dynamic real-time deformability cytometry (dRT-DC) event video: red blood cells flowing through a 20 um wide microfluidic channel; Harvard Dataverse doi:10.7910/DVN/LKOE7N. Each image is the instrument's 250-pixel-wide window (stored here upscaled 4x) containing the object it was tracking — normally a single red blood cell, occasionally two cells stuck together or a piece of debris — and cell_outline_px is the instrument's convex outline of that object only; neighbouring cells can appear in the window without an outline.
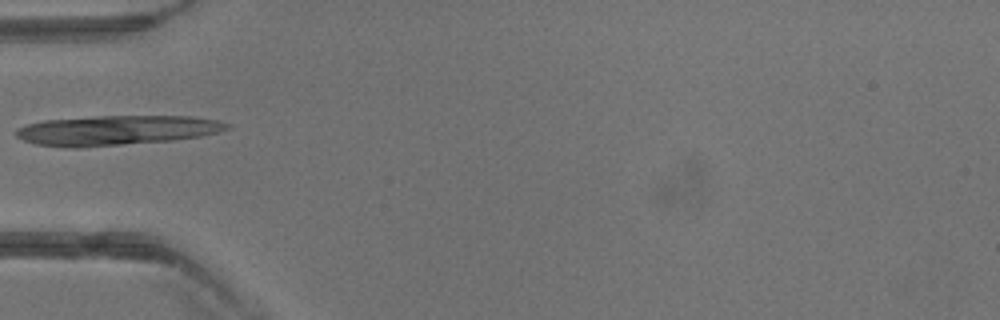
{"species": "common noctule bat (a hibernating species)", "species_latin": "Nyctalus noctula", "temperature_condition": "warm", "stored_images_in_passage": 15, "camera_frame_rate_fps": 3000, "um_per_image_px": 0.085, "animal": {"sex": "male", "body_mass_g": 13.3}, "frame": {"image": 1, "passage_image": 1, "time_ms": 0.0, "image_size_px": [1000, 320], "cell_outline_px": [[232, 128], [220, 132], [200, 136], [172, 140], [76, 148], [64, 148], [36, 144], [24, 140], [16, 136], [12, 132], [16, 128], [28, 124], [44, 120], [92, 116], [188, 116], [220, 120], [232, 124]], "centroid_in_image_um": [9.91, 11.07], "position_along_channel_um": 75.1, "area_um2": 36.93}}
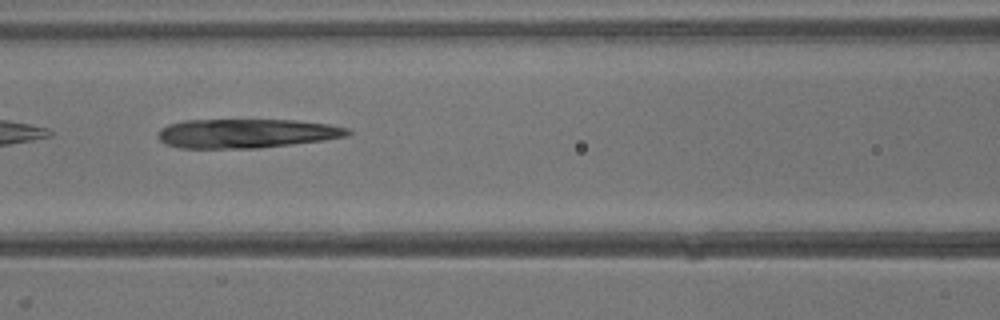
{"frame": {"image": 2, "passage_image": 5, "time_ms": 1.333, "image_size_px": [1000, 320], "cell_outline_px": [[352, 132], [348, 136], [324, 140], [292, 144], [256, 148], [180, 148], [164, 144], [156, 136], [156, 132], [160, 128], [168, 124], [184, 120], [296, 120], [328, 124], [348, 128]], "centroid_in_image_um": [20.9, 11.34], "position_along_channel_um": 145.7, "area_um2": 32.43}}
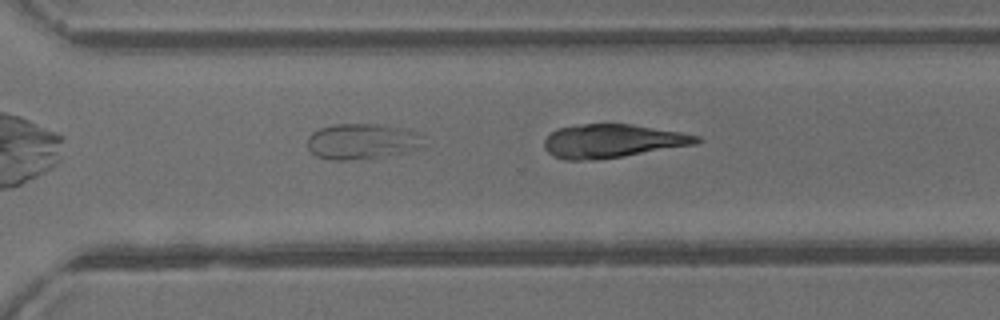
{"frame": {"image": 3, "passage_image": 15, "time_ms": 4.667, "image_size_px": [1000, 320], "cell_outline_px": [[704, 140], [696, 144], [596, 160], [564, 160], [552, 156], [544, 148], [544, 140], [552, 132], [560, 128], [584, 124], [632, 124], [680, 132], [700, 136]], "centroid_in_image_um": [52.05, 11.99], "position_along_channel_um": 318.5, "area_um2": 29.54}}